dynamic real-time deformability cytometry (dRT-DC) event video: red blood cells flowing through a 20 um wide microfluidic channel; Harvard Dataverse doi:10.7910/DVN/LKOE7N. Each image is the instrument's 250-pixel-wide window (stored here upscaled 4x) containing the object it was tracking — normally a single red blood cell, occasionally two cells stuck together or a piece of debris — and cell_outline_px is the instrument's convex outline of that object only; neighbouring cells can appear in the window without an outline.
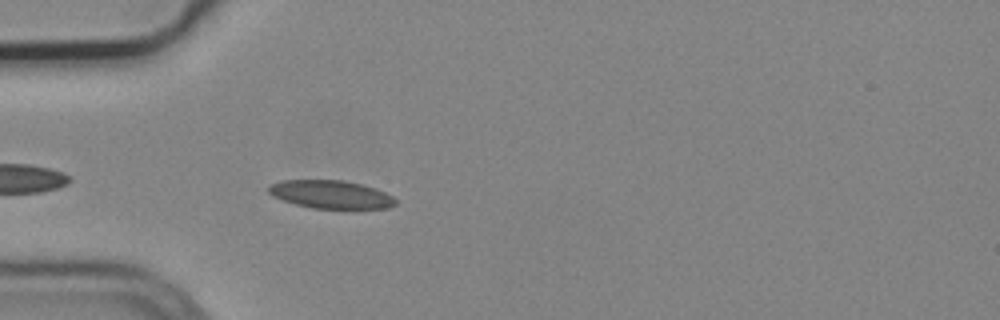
{"species": "common noctule bat (a hibernating species)", "species_latin": "Nyctalus noctula", "temperature_condition": "cold", "stored_images_in_passage": 4, "camera_frame_rate_fps": 3000, "um_per_image_px": 0.085, "animal": {"sex": "male", "body_mass_g": 19.2, "forearm_length_mm": 51.8}, "frame": {"image": 1, "passage_image": 4, "time_ms": 1.0, "image_size_px": [1000, 320], "cell_outline_px": [[396, 204], [388, 208], [312, 208], [296, 204], [272, 196], [268, 192], [268, 184], [280, 180], [344, 180], [376, 188], [392, 196], [396, 200]], "centroid_in_image_um": [28.09, 16.51], "position_along_channel_um": 56.9, "area_um2": 20.75}}